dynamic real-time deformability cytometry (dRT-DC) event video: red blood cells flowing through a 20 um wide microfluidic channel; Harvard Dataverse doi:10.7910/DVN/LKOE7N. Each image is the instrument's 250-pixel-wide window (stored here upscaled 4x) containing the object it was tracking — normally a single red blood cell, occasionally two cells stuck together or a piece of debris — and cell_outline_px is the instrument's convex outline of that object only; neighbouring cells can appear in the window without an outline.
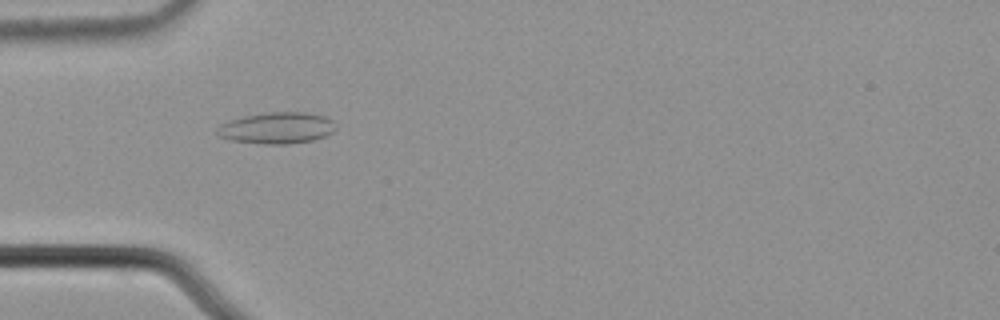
{"species": "common noctule bat (a hibernating species)", "species_latin": "Nyctalus noctula", "temperature_condition": "cold", "stored_images_in_passage": 2, "camera_frame_rate_fps": 3000, "um_per_image_px": 0.085, "animal": {"sex": "male", "body_mass_g": 21.5, "forearm_length_mm": 52.0}, "frame": {"image": 1, "passage_image": 1, "time_ms": 0.0, "image_size_px": [1000, 320], "cell_outline_px": [[336, 128], [332, 132], [324, 136], [312, 140], [288, 144], [264, 144], [232, 140], [220, 136], [216, 132], [216, 128], [220, 124], [244, 116], [268, 112], [304, 112], [324, 116], [332, 120], [336, 124]], "centroid_in_image_um": [23.55, 10.87], "position_along_channel_um": 61.5, "area_um2": 21.56}}
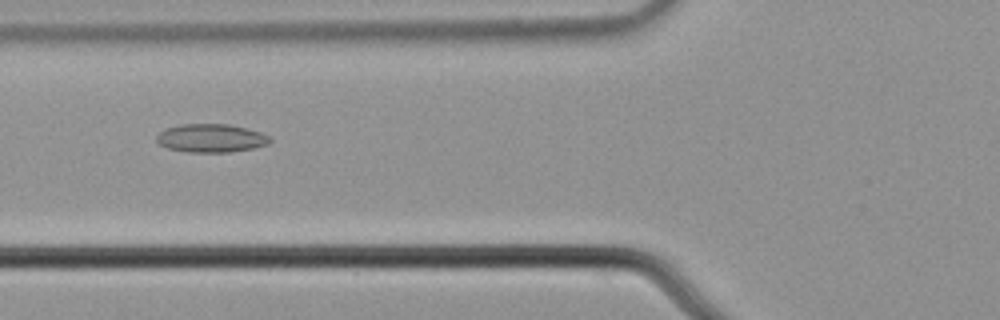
{"frame": {"image": 2, "passage_image": 2, "time_ms": 0.333, "image_size_px": [1000, 320], "cell_outline_px": [[272, 140], [268, 144], [252, 148], [232, 152], [188, 152], [168, 148], [160, 144], [156, 140], [156, 136], [164, 128], [180, 124], [228, 124], [260, 132], [272, 136]], "centroid_in_image_um": [17.94, 11.74], "position_along_channel_um": 107.9, "area_um2": 18.79}}